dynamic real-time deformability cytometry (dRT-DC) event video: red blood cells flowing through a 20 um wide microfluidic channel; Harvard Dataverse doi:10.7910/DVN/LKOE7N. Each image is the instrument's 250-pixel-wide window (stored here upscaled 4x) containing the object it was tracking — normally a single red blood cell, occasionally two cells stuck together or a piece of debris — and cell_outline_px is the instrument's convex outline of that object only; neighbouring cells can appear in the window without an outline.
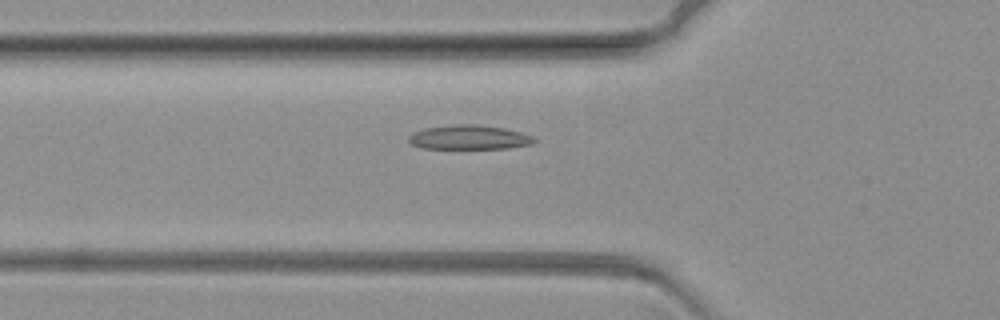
{"species": "common noctule bat (a hibernating species)", "species_latin": "Nyctalus noctula", "temperature_condition": "warm", "stored_images_in_passage": 42, "camera_frame_rate_fps": 3000, "um_per_image_px": 0.085, "animal": {"sex": "female", "body_mass_g": 19.3, "forearm_length_mm": 54.1}, "frame": {"image": 1, "passage_image": 3, "time_ms": 0.667, "image_size_px": [1000, 320], "cell_outline_px": [[536, 140], [532, 144], [508, 148], [424, 148], [412, 144], [408, 140], [408, 136], [412, 132], [424, 128], [456, 124], [480, 124], [504, 128], [520, 132], [532, 136]], "centroid_in_image_um": [39.86, 11.66], "position_along_channel_um": 85.9, "area_um2": 17.74}}
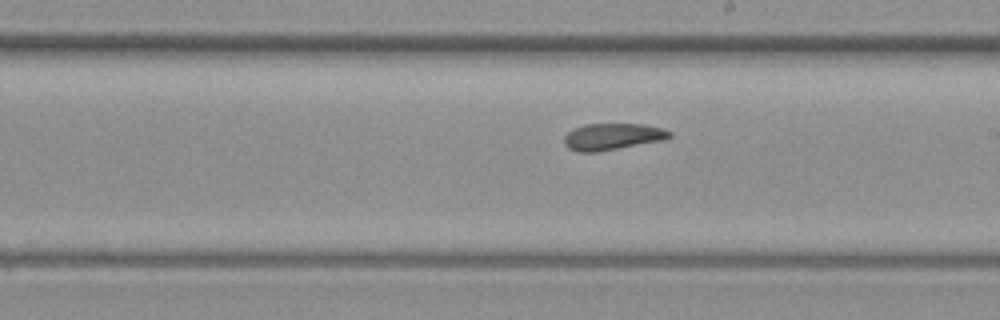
{"frame": {"image": 2, "passage_image": 18, "time_ms": 5.667, "image_size_px": [1000, 320], "cell_outline_px": [[672, 136], [664, 140], [596, 152], [576, 152], [568, 148], [564, 144], [564, 136], [572, 128], [584, 124], [640, 124], [660, 128], [672, 132]], "centroid_in_image_um": [52.01, 11.61], "position_along_channel_um": 237.0, "area_um2": 16.36}}
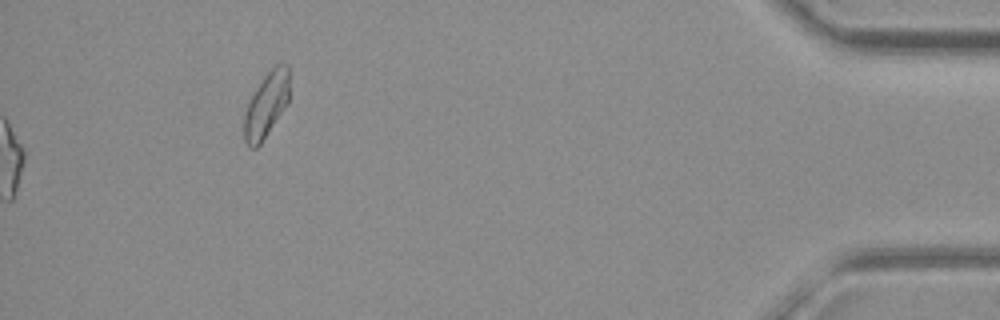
{"frame": {"image": 3, "passage_image": 42, "time_ms": 13.667, "image_size_px": [1000, 320], "cell_outline_px": [[288, 104], [260, 144], [256, 148], [248, 148], [244, 140], [244, 112], [248, 100], [264, 76], [276, 64], [288, 64]], "centroid_in_image_um": [22.61, 8.94], "position_along_channel_um": 412.6, "area_um2": 17.17}}